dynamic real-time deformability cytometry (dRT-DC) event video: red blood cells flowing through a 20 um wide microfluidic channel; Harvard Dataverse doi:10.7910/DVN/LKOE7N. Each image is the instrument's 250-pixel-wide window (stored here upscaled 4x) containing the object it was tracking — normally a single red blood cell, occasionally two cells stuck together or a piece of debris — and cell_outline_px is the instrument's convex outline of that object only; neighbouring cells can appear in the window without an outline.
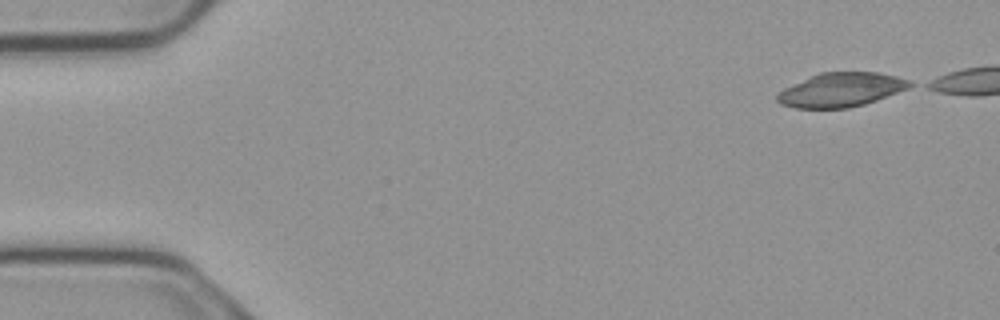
{"species": "common noctule bat (a hibernating species)", "species_latin": "Nyctalus noctula", "temperature_condition": "cold", "stored_images_in_passage": 6, "camera_frame_rate_fps": 3000, "um_per_image_px": 0.085, "animal": {"sex": "male", "body_mass_g": 23.1, "forearm_length_mm": 52.7}, "frame": {"image": 1, "passage_image": 1, "time_ms": 0.0, "image_size_px": [1000, 320], "cell_outline_px": [[916, 84], [908, 88], [876, 100], [864, 104], [848, 108], [796, 108], [780, 104], [776, 100], [776, 96], [784, 88], [820, 72], [880, 72], [896, 76], [908, 80]], "centroid_in_image_um": [71.5, 7.63], "position_along_channel_um": 13.5, "area_um2": 26.18}}